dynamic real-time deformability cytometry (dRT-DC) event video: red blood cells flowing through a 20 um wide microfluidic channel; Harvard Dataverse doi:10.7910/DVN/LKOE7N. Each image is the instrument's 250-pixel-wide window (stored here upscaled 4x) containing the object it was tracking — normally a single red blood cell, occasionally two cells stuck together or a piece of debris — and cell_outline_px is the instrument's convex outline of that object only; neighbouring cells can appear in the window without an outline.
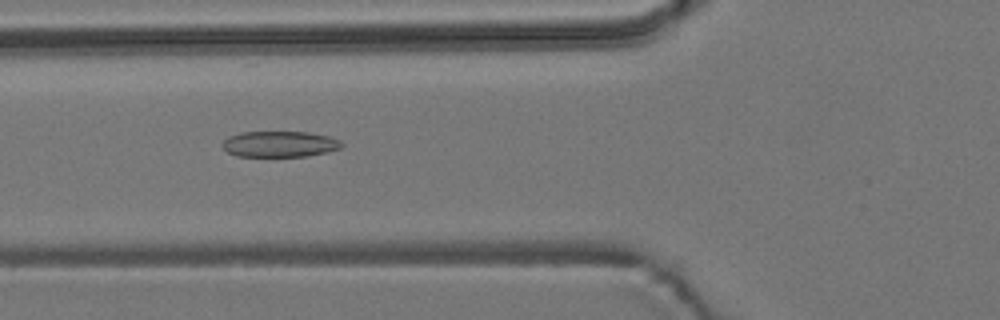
{"species": "common noctule bat (a hibernating species)", "species_latin": "Nyctalus noctula", "temperature_condition": "room temperature", "stored_images_in_passage": 53, "camera_frame_rate_fps": 3000, "um_per_image_px": 0.085, "animal": {"sex": "male", "body_mass_g": 19.2, "forearm_length_mm": 51.8}, "frame": {"image": 1, "passage_image": 21, "time_ms": 6.667, "image_size_px": [1000, 320], "cell_outline_px": [[344, 144], [340, 148], [308, 156], [236, 156], [228, 152], [220, 144], [228, 136], [240, 132], [308, 132], [328, 136], [340, 140]], "centroid_in_image_um": [23.74, 12.24], "position_along_channel_um": 102.1, "area_um2": 17.98}}
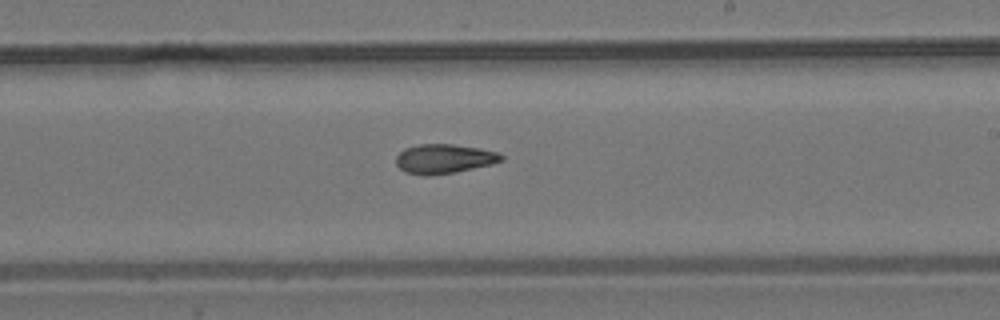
{"frame": {"image": 2, "passage_image": 33, "time_ms": 10.667, "image_size_px": [1000, 320], "cell_outline_px": [[504, 160], [492, 164], [456, 172], [428, 176], [424, 176], [404, 172], [396, 164], [396, 156], [404, 148], [420, 144], [452, 144], [480, 148], [500, 152], [504, 156]], "centroid_in_image_um": [37.76, 13.5], "position_along_channel_um": 251.2, "area_um2": 18.26}}
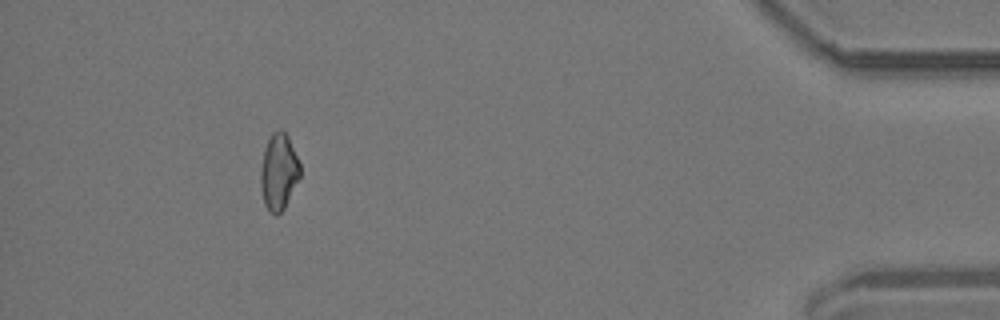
{"frame": {"image": 3, "passage_image": 51, "time_ms": 16.667, "image_size_px": [1000, 320], "cell_outline_px": [[300, 176], [284, 208], [276, 216], [268, 212], [264, 204], [260, 184], [260, 172], [264, 148], [272, 132], [276, 128], [284, 128], [288, 136], [300, 164]], "centroid_in_image_um": [23.67, 14.57], "position_along_channel_um": 411.5, "area_um2": 17.74}, "authors_computed_cell_mechanics": {"area_um2": 18.1492, "velocity_mm_per_s": 3.7185, "shape_relaxation_time_tau1_ms": null, "shape_relaxation_time_tau2_ms": 4.3166, "deformation_change_tau1": null, "deformation_change_tau2": 0.1063}}